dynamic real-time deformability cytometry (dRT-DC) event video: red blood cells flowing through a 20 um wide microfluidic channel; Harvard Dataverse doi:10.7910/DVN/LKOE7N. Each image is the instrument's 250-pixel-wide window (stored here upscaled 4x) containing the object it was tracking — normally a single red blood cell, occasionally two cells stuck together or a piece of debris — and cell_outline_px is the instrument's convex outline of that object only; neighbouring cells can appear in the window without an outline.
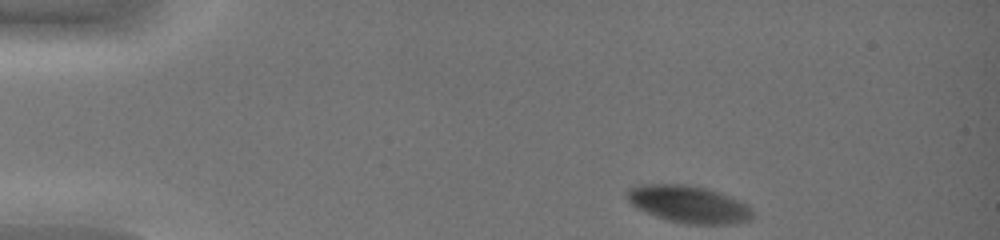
{"species": "common noctule bat (a hibernating species)", "species_latin": "Nyctalus noctula", "temperature_condition": "warm", "stored_images_in_passage": 39, "camera_frame_rate_fps": 3000, "um_per_image_px": 0.085, "animal": {"sex": "female", "body_mass_g": 19.0, "forearm_length_mm": 51.5}, "frame": {"image": 1, "passage_image": 1, "time_ms": 0.0, "image_size_px": [1000, 240], "cell_outline_px": [[752, 220], [736, 224], [688, 224], [656, 216], [636, 208], [624, 196], [628, 188], [640, 184], [688, 184], [708, 188], [720, 192], [748, 204], [752, 208]], "centroid_in_image_um": [58.55, 17.34], "position_along_channel_um": 26.4, "area_um2": 27.51}}
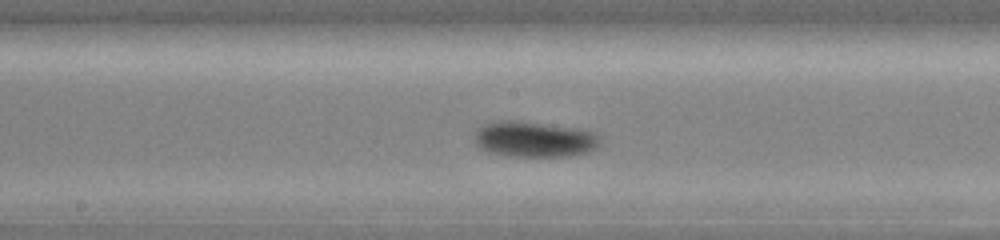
{"frame": {"image": 2, "passage_image": 20, "time_ms": 6.333, "image_size_px": [1000, 240], "cell_outline_px": [[600, 144], [596, 148], [588, 152], [568, 156], [508, 156], [488, 152], [480, 148], [476, 144], [476, 128], [492, 120], [516, 120], [584, 128], [600, 132]], "centroid_in_image_um": [45.47, 11.81], "position_along_channel_um": 202.7, "area_um2": 26.82}}
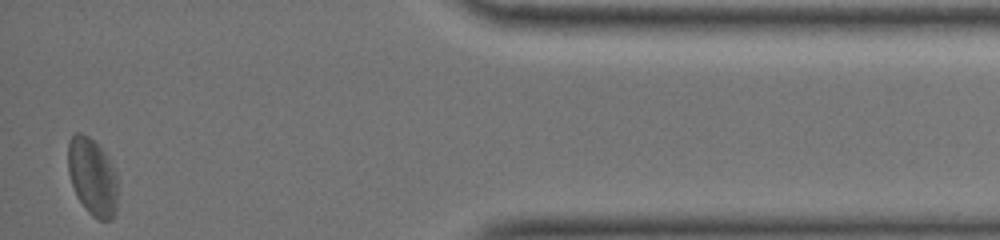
{"frame": {"image": 3, "passage_image": 39, "time_ms": 12.667, "image_size_px": [1000, 240], "cell_outline_px": [[116, 212], [112, 220], [100, 220], [92, 216], [84, 208], [76, 196], [68, 172], [68, 140], [76, 132], [80, 132], [88, 136], [108, 156], [116, 176]], "centroid_in_image_um": [7.83, 15.04], "position_along_channel_um": 427.4, "area_um2": 22.37}, "authors_computed_cell_mechanics": {"area_um2": 26.7036, "velocity_mm_per_s": 4.1389, "shape_relaxation_time_tau1_ms": 2.5027, "shape_relaxation_time_tau2_ms": null, "deformation_change_tau1": 0.0456, "deformation_change_tau2": null}}